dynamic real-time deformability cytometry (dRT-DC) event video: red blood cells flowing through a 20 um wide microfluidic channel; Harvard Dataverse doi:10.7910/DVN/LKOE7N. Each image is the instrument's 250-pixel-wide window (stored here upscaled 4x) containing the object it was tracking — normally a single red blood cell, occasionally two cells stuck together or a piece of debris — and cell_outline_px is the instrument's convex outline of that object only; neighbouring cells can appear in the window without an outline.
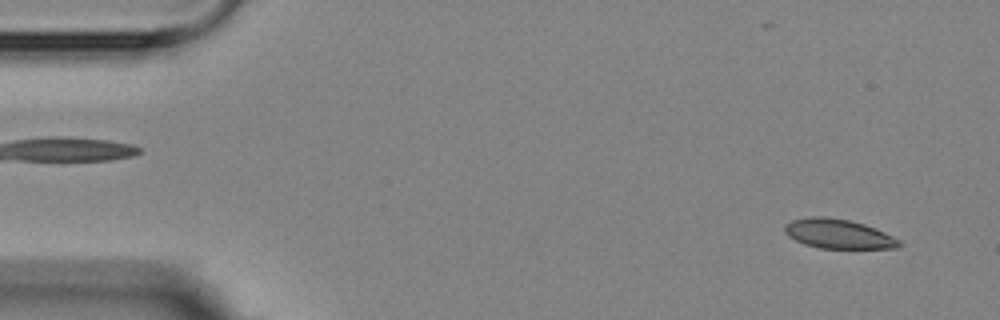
{"species": "Egyptian fruit bat (a non-hibernating species)", "species_latin": "Rousettus aegyptiacus", "temperature_condition": "room temperature", "stored_images_in_passage": 6, "camera_frame_rate_fps": 3000, "um_per_image_px": 0.085, "animal": {"sex": "female"}, "frame": {"image": 1, "passage_image": 1, "time_ms": 0.0, "image_size_px": [1000, 320], "cell_outline_px": [[904, 244], [896, 248], [820, 248], [804, 244], [788, 236], [784, 232], [784, 224], [792, 220], [812, 216], [824, 216], [848, 220], [864, 224], [876, 228], [900, 240]], "centroid_in_image_um": [71.25, 19.87], "position_along_channel_um": 13.7, "area_um2": 19.65}}
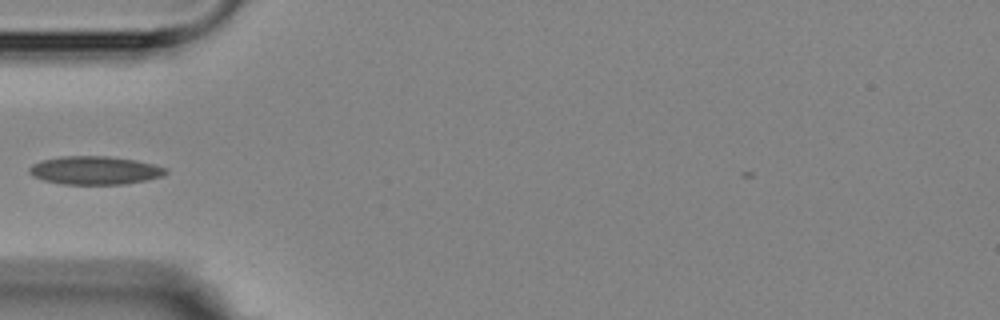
{"frame": {"image": 2, "passage_image": 5, "time_ms": 4.667, "image_size_px": [1000, 320], "cell_outline_px": [[168, 172], [164, 176], [124, 184], [64, 184], [44, 180], [32, 176], [28, 172], [28, 168], [32, 164], [40, 160], [60, 156], [108, 156], [136, 160], [168, 168]], "centroid_in_image_um": [8.04, 14.47], "position_along_channel_um": 77.0, "area_um2": 22.6}}
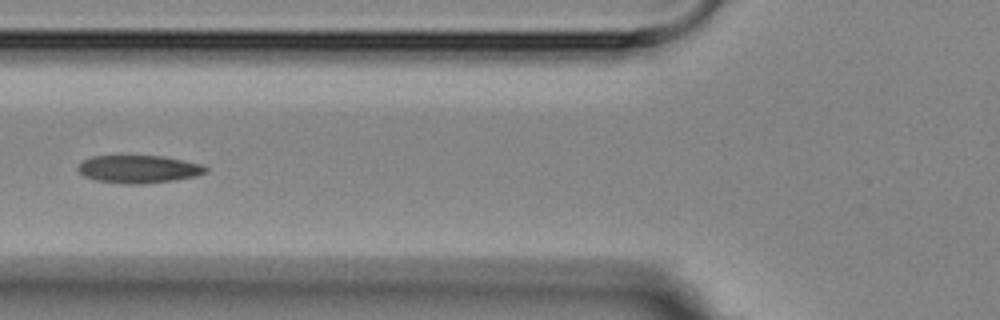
{"frame": {"image": 3, "passage_image": 6, "time_ms": 5.667, "image_size_px": [1000, 320], "cell_outline_px": [[208, 172], [196, 176], [172, 180], [144, 184], [124, 184], [96, 180], [84, 176], [76, 168], [84, 160], [92, 156], [164, 156], [204, 164], [208, 168]], "centroid_in_image_um": [11.83, 14.37], "position_along_channel_um": 114.0, "area_um2": 20.75}}